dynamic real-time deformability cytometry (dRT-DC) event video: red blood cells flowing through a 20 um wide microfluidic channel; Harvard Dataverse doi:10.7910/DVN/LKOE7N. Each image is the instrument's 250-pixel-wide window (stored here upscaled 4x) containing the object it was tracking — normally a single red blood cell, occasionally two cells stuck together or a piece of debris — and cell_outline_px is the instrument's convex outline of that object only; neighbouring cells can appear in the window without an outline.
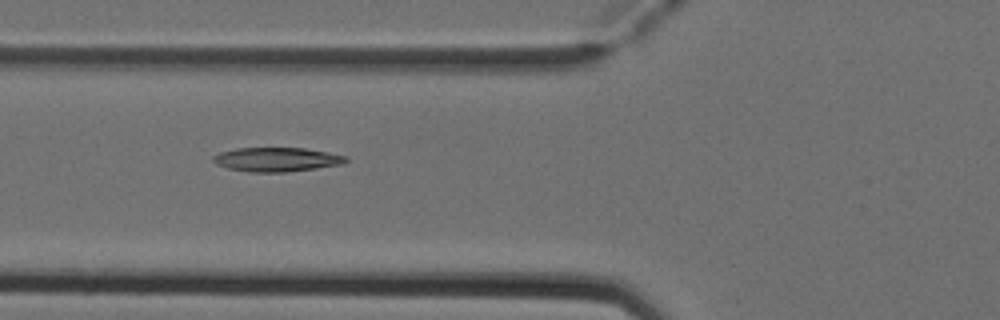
{"species": "Egyptian fruit bat (a non-hibernating species)", "species_latin": "Rousettus aegyptiacus", "temperature_condition": "cold", "stored_images_in_passage": 7, "camera_frame_rate_fps": 3000, "um_per_image_px": 0.085, "animal": {"sex": "female"}, "frame": {"image": 1, "passage_image": 5, "time_ms": 1.333, "image_size_px": [1000, 320], "cell_outline_px": [[348, 160], [344, 164], [288, 172], [248, 172], [228, 168], [216, 164], [212, 160], [212, 156], [220, 152], [236, 148], [304, 148], [328, 152], [348, 156]], "centroid_in_image_um": [23.53, 13.56], "position_along_channel_um": 102.3, "area_um2": 18.79}}
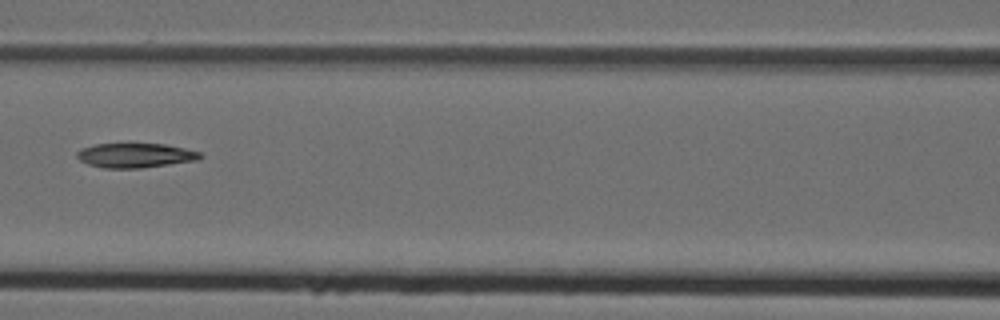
{"frame": {"image": 2, "passage_image": 6, "time_ms": 1.667, "image_size_px": [1000, 320], "cell_outline_px": [[204, 156], [200, 160], [140, 168], [104, 168], [88, 164], [80, 160], [76, 156], [76, 152], [80, 148], [96, 144], [128, 140], [164, 144], [184, 148], [200, 152]], "centroid_in_image_um": [11.48, 13.15], "position_along_channel_um": 155.1, "area_um2": 18.61}}
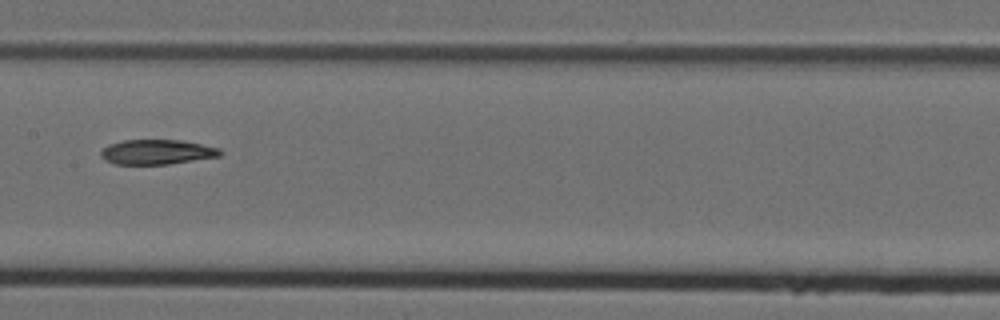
{"frame": {"image": 3, "passage_image": 7, "time_ms": 2.0, "image_size_px": [1000, 320], "cell_outline_px": [[224, 152], [220, 156], [168, 164], [116, 164], [104, 160], [100, 156], [100, 152], [108, 144], [124, 140], [184, 140], [220, 148]], "centroid_in_image_um": [13.35, 12.91], "position_along_channel_um": 194.0, "area_um2": 17.34}}